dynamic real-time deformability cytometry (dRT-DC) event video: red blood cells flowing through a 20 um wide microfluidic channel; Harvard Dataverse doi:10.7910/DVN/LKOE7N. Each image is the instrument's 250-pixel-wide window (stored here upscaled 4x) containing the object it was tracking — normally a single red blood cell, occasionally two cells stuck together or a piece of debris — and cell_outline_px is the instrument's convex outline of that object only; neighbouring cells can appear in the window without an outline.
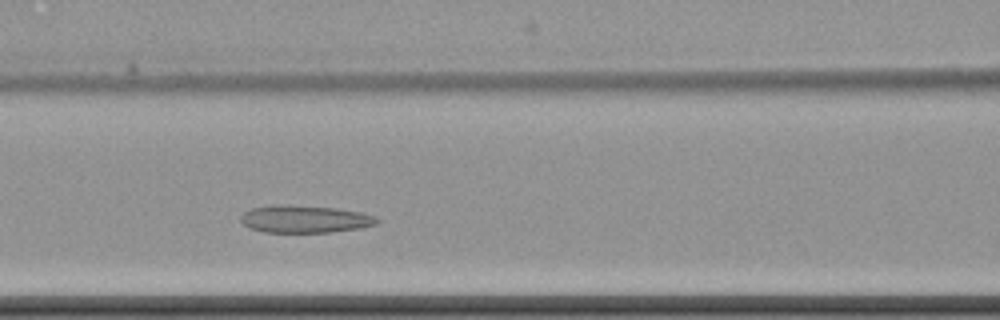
{"species": "common noctule bat (a hibernating species)", "species_latin": "Nyctalus noctula", "temperature_condition": "cold", "stored_images_in_passage": 3, "camera_frame_rate_fps": 3000, "um_per_image_px": 0.085, "animal": {"sex": "female", "body_mass_g": 22.7, "forearm_length_mm": 54.2}, "frame": {"image": 1, "passage_image": 3, "time_ms": 2.333, "image_size_px": [1000, 320], "cell_outline_px": [[380, 220], [376, 224], [364, 228], [328, 232], [264, 232], [248, 228], [240, 220], [240, 216], [244, 212], [252, 208], [276, 204], [336, 208], [360, 212], [376, 216]], "centroid_in_image_um": [25.91, 18.62], "position_along_channel_um": 140.7, "area_um2": 21.85}}